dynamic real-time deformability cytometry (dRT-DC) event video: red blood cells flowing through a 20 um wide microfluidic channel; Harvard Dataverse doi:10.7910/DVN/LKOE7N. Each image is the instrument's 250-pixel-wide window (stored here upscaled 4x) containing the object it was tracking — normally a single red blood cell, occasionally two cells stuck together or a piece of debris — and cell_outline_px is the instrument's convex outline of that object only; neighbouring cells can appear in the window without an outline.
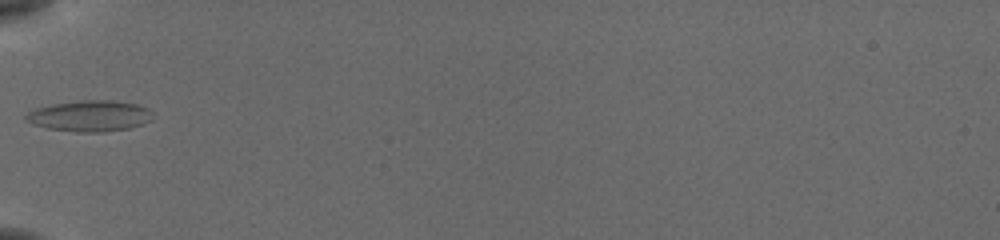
{"species": "common noctule bat (a hibernating species)", "species_latin": "Nyctalus noctula", "temperature_condition": "cold", "stored_images_in_passage": 23, "camera_frame_rate_fps": 3000, "um_per_image_px": 0.085, "animal": {"sex": "female", "body_mass_g": 19.5, "forearm_length_mm": 54.1}, "frame": {"image": 1, "passage_image": 1, "time_ms": 0.0, "image_size_px": [1000, 240], "cell_outline_px": [[152, 120], [144, 124], [128, 128], [104, 132], [76, 132], [44, 128], [32, 124], [24, 120], [24, 116], [28, 112], [36, 108], [52, 104], [80, 100], [112, 100], [136, 104], [148, 108], [152, 112]], "centroid_in_image_um": [7.61, 9.86], "position_along_channel_um": 77.4, "area_um2": 23.18}}
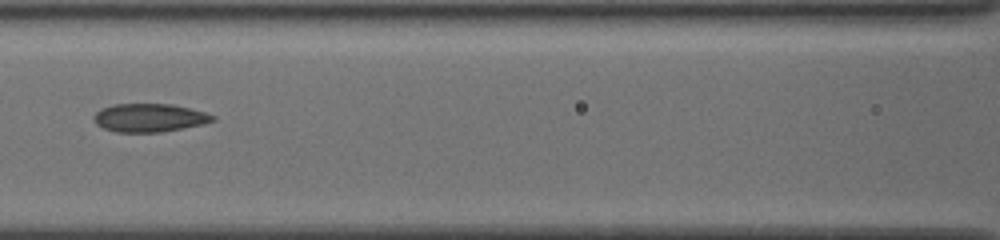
{"frame": {"image": 2, "passage_image": 7, "time_ms": 2.0, "image_size_px": [1000, 240], "cell_outline_px": [[216, 120], [204, 124], [160, 132], [116, 132], [104, 128], [96, 124], [92, 120], [92, 116], [100, 108], [112, 104], [172, 104], [204, 112], [216, 116]], "centroid_in_image_um": [12.66, 10.0], "position_along_channel_um": 153.9, "area_um2": 19.71}}
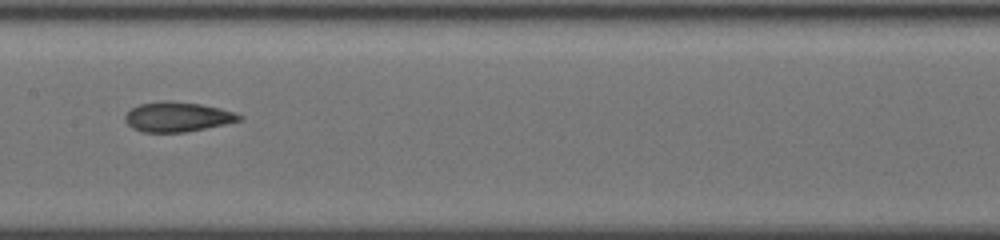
{"frame": {"image": 3, "passage_image": 10, "time_ms": 3.0, "image_size_px": [1000, 240], "cell_outline_px": [[244, 116], [240, 120], [224, 124], [184, 132], [140, 132], [132, 128], [124, 120], [124, 116], [132, 108], [140, 104], [160, 100], [172, 100], [200, 104], [220, 108], [236, 112]], "centroid_in_image_um": [15.06, 9.92], "position_along_channel_um": 192.3, "area_um2": 19.88}}